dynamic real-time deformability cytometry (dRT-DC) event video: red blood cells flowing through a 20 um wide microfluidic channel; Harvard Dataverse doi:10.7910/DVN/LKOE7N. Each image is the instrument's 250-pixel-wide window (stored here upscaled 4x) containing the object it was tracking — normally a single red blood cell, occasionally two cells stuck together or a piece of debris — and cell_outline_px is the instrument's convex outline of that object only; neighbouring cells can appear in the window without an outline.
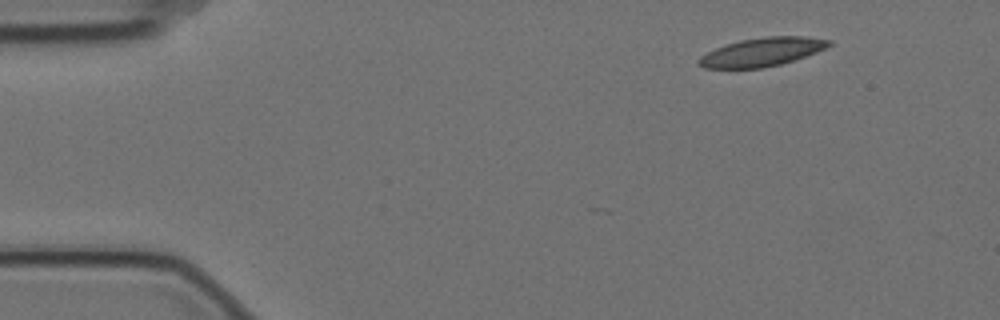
{"species": "Egyptian fruit bat (a non-hibernating species)", "species_latin": "Rousettus aegyptiacus", "temperature_condition": "cold", "stored_images_in_passage": 4, "camera_frame_rate_fps": 3000, "um_per_image_px": 0.085, "animal": {"sex": "female"}, "frame": {"image": 1, "passage_image": 1, "time_ms": 0.0, "image_size_px": [1000, 320], "cell_outline_px": [[832, 44], [816, 52], [780, 64], [760, 68], [704, 68], [696, 60], [700, 56], [716, 48], [740, 40], [764, 36], [804, 36], [832, 40]], "centroid_in_image_um": [64.77, 4.41], "position_along_channel_um": 20.2, "area_um2": 21.39}}